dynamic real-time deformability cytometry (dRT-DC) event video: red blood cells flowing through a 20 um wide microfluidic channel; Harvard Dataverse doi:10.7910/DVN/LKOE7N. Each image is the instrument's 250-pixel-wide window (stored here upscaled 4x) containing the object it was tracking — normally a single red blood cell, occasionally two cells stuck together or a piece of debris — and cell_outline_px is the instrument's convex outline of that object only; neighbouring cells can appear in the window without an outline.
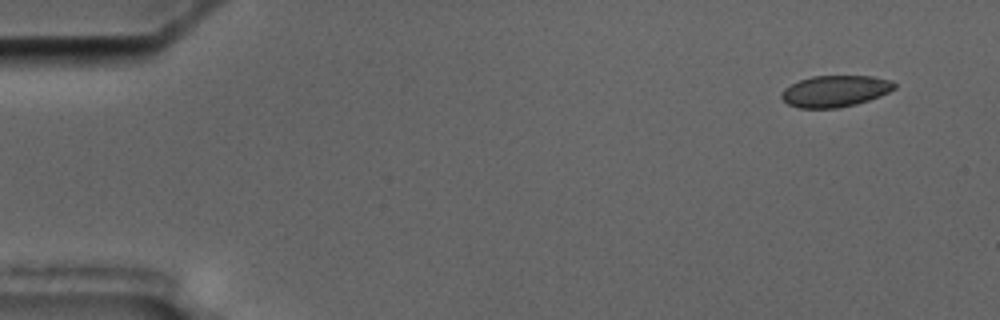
{"species": "common noctule bat (a hibernating species)", "species_latin": "Nyctalus noctula", "temperature_condition": "cold", "stored_images_in_passage": 5, "camera_frame_rate_fps": 3000, "um_per_image_px": 0.085, "animal": {"sex": "male", "body_mass_g": 17.5, "forearm_length_mm": 52.3}, "frame": {"image": 1, "passage_image": 2, "time_ms": 1.0, "image_size_px": [1000, 320], "cell_outline_px": [[896, 88], [880, 96], [856, 104], [836, 108], [800, 108], [788, 104], [780, 96], [780, 92], [784, 88], [800, 80], [812, 76], [872, 76], [892, 80], [896, 84]], "centroid_in_image_um": [70.99, 7.74], "position_along_channel_um": 14.0, "area_um2": 20.69}}
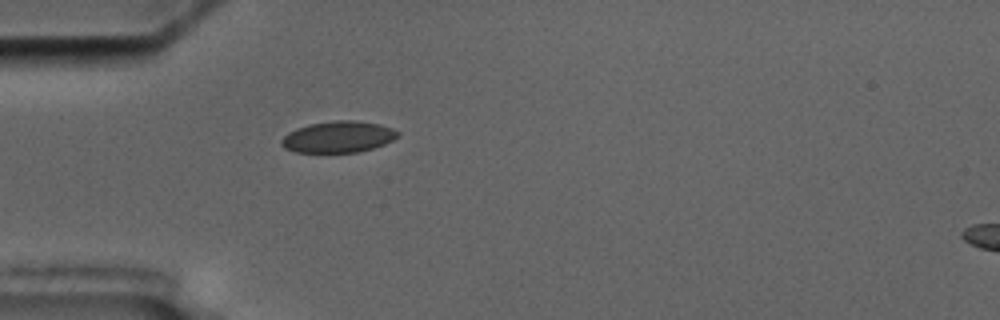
{"frame": {"image": 2, "passage_image": 5, "time_ms": 5.333, "image_size_px": [1000, 320], "cell_outline_px": [[400, 136], [384, 144], [360, 152], [296, 152], [284, 148], [280, 144], [280, 140], [288, 132], [296, 128], [308, 124], [332, 120], [356, 120], [380, 124], [392, 128], [400, 132]], "centroid_in_image_um": [28.75, 11.62], "position_along_channel_um": 56.3, "area_um2": 21.5}}